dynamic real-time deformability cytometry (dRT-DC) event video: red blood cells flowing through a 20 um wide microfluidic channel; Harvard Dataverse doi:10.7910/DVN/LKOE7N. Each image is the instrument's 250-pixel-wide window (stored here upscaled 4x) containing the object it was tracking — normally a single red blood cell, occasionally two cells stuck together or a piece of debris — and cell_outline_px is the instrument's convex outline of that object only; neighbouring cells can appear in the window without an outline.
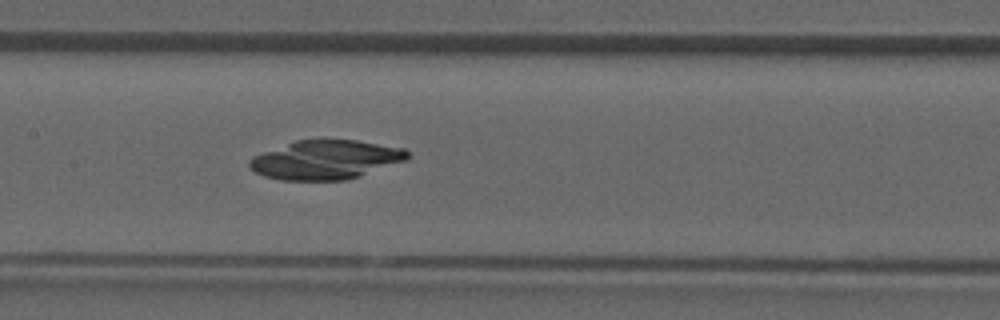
{"species": "common noctule bat (a hibernating species)", "species_latin": "Nyctalus noctula", "temperature_condition": "room temperature", "stored_images_in_passage": 47, "camera_frame_rate_fps": 3000, "um_per_image_px": 0.085, "animal": {"sex": "male", "forearm_length_mm": 52.5}, "frame": {"image": 1, "passage_image": 23, "time_ms": 7.333, "image_size_px": [1000, 320], "cell_outline_px": [[408, 160], [344, 180], [280, 180], [264, 176], [248, 168], [248, 160], [252, 156], [296, 140], [356, 140], [408, 148]], "centroid_in_image_um": [27.67, 13.57], "position_along_channel_um": 179.7, "area_um2": 35.89}}